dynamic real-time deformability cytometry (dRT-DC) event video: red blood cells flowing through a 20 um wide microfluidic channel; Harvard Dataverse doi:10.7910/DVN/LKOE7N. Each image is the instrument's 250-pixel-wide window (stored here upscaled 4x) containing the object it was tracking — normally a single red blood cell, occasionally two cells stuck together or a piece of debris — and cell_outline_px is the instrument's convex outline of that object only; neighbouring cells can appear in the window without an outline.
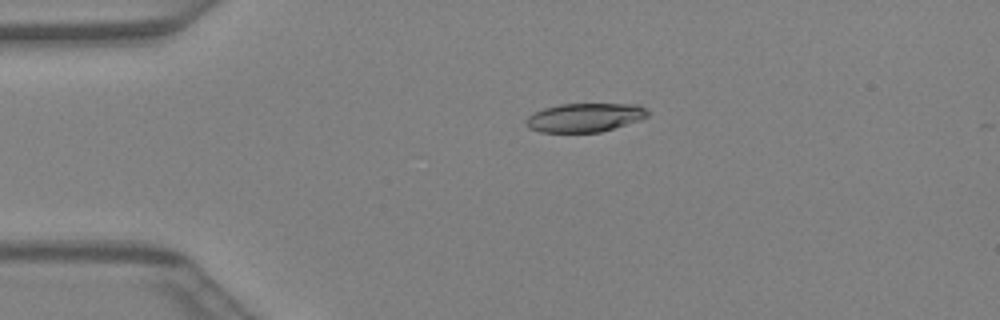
{"species": "Egyptian fruit bat (a non-hibernating species)", "species_latin": "Rousettus aegyptiacus", "temperature_condition": "warm", "stored_images_in_passage": 41, "camera_frame_rate_fps": 3000, "um_per_image_px": 0.085, "animal": {"sex": "female"}, "frame": {"image": 1, "passage_image": 9, "time_ms": 2.667, "image_size_px": [1000, 320], "cell_outline_px": [[648, 116], [640, 120], [600, 132], [540, 132], [528, 128], [524, 124], [524, 120], [532, 112], [544, 108], [560, 104], [636, 104], [644, 108], [648, 112]], "centroid_in_image_um": [49.64, 9.99], "position_along_channel_um": 35.4, "area_um2": 20.46}}
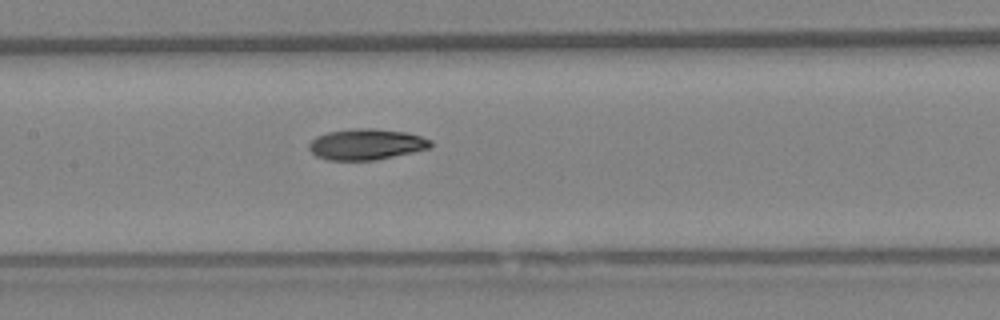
{"frame": {"image": 2, "passage_image": 20, "time_ms": 6.333, "image_size_px": [1000, 320], "cell_outline_px": [[432, 148], [376, 160], [328, 160], [316, 156], [308, 148], [308, 144], [316, 136], [328, 132], [356, 128], [372, 128], [408, 132], [432, 140]], "centroid_in_image_um": [31.16, 12.26], "position_along_channel_um": 176.2, "area_um2": 22.08}}
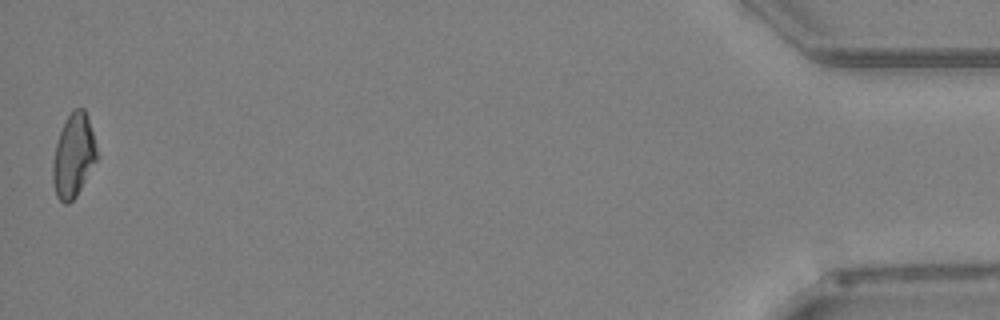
{"frame": {"image": 3, "passage_image": 41, "time_ms": 13.333, "image_size_px": [1000, 320], "cell_outline_px": [[100, 156], [76, 196], [68, 204], [64, 204], [56, 196], [52, 180], [52, 164], [56, 144], [64, 120], [76, 108], [84, 108]], "centroid_in_image_um": [6.25, 13.26], "position_along_channel_um": 428.9, "area_um2": 21.5}}